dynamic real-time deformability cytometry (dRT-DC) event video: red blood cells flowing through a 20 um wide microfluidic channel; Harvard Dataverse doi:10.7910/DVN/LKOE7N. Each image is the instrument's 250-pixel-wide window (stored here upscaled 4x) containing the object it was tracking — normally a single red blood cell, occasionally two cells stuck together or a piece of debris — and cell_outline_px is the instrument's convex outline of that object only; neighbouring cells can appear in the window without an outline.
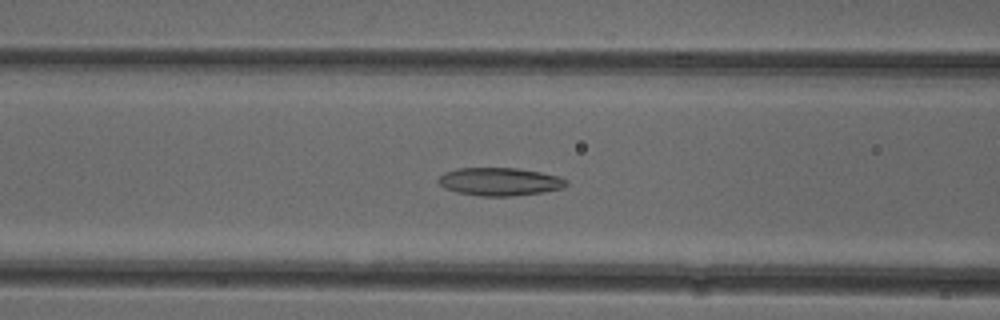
{"species": "common noctule bat (a hibernating species)", "species_latin": "Nyctalus noctula", "temperature_condition": "cold", "stored_images_in_passage": 52, "camera_frame_rate_fps": 3000, "um_per_image_px": 0.085, "animal": {"sex": "female"}, "frame": {"image": 1, "passage_image": 21, "time_ms": 6.667, "image_size_px": [1000, 320], "cell_outline_px": [[568, 184], [564, 188], [544, 192], [512, 196], [480, 196], [456, 192], [444, 188], [436, 180], [444, 172], [456, 168], [516, 168], [540, 172], [560, 176], [568, 180]], "centroid_in_image_um": [42.49, 15.44], "position_along_channel_um": 124.1, "area_um2": 21.1}}
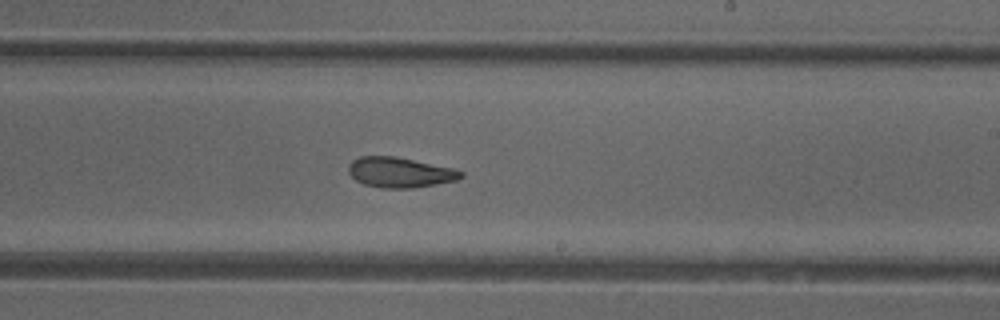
{"frame": {"image": 2, "passage_image": 31, "time_ms": 10.0, "image_size_px": [1000, 320], "cell_outline_px": [[464, 176], [456, 180], [436, 184], [412, 188], [384, 188], [364, 184], [356, 180], [348, 172], [348, 164], [352, 160], [360, 156], [396, 156], [452, 168], [464, 172]], "centroid_in_image_um": [33.97, 14.65], "position_along_channel_um": 255.0, "area_um2": 19.77}}
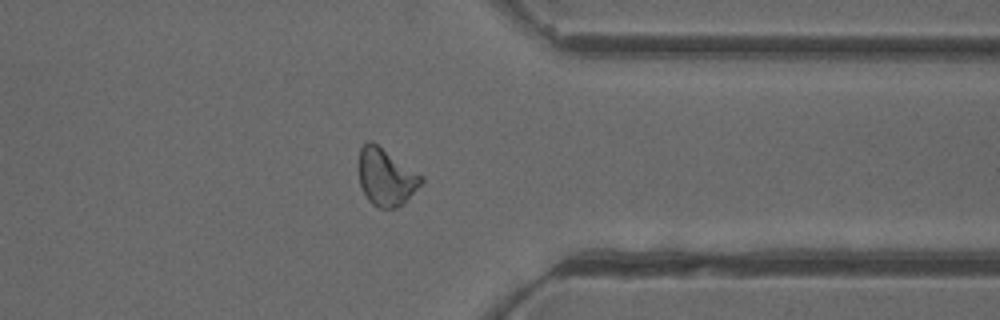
{"frame": {"image": 3, "passage_image": 41, "time_ms": 13.333, "image_size_px": [1000, 320], "cell_outline_px": [[424, 180], [404, 204], [396, 208], [380, 208], [372, 204], [368, 200], [360, 184], [360, 148], [368, 140], [372, 140], [424, 176]], "centroid_in_image_um": [32.84, 15.05], "position_along_channel_um": 378.6, "area_um2": 20.81}, "authors_computed_cell_mechanics": {"area_um2": 20.9236, "velocity_mm_per_s": 3.9311, "shape_relaxation_time_tau1_ms": 9.6171, "shape_relaxation_time_tau2_ms": 3.76, "deformation_change_tau1": 0.2249, "deformation_change_tau2": 0.1056}}